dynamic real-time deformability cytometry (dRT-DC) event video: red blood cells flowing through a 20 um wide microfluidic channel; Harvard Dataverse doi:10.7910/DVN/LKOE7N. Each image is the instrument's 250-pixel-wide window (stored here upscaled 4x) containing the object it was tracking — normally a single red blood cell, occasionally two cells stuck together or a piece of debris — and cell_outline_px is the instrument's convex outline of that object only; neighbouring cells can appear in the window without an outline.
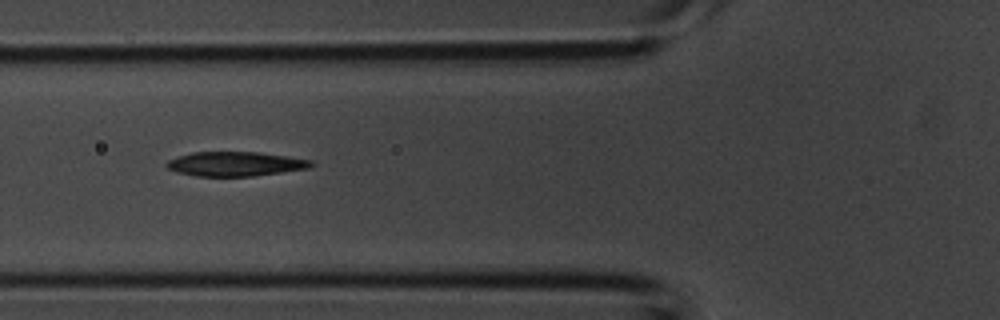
{"species": "common noctule bat (a hibernating species)", "species_latin": "Nyctalus noctula", "temperature_condition": "room temperature", "stored_images_in_passage": 5, "segment_of_instrument_passage": [1, 2], "camera_frame_rate_fps": 3000, "um_per_image_px": 0.085, "animal": {"sex": "male", "body_mass_g": 20.1, "forearm_length_mm": 53.5}, "frame": {"image": 1, "passage_image": 4, "time_ms": 1.0, "image_size_px": [1000, 320], "cell_outline_px": [[316, 164], [308, 168], [252, 176], [196, 176], [176, 172], [168, 168], [164, 164], [168, 160], [192, 152], [256, 152], [288, 156], [312, 160]], "centroid_in_image_um": [20.0, 13.93], "position_along_channel_um": 105.8, "area_um2": 20.46}}